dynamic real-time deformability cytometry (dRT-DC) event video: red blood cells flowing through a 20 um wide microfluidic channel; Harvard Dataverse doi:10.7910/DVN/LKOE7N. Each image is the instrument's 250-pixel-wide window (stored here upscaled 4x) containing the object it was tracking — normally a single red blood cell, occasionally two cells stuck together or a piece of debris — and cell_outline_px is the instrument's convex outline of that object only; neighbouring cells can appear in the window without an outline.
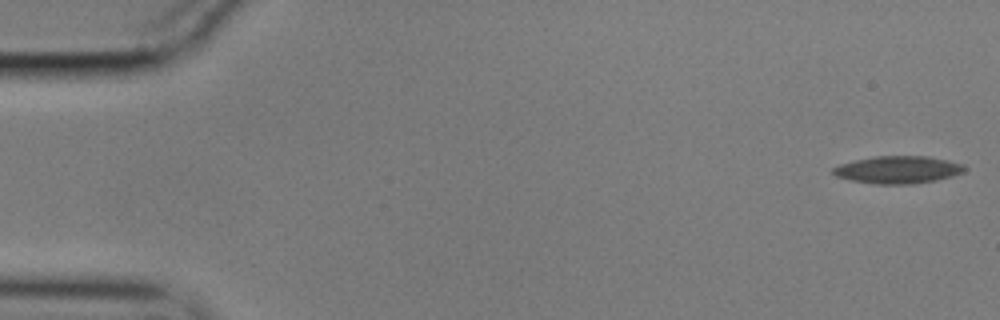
{"species": "common noctule bat (a hibernating species)", "species_latin": "Nyctalus noctula", "temperature_condition": "cold", "stored_images_in_passage": 55, "segment_of_instrument_passage": [1, 2], "camera_frame_rate_fps": 3000, "um_per_image_px": 0.085, "animal": {"sex": "male", "body_mass_g": 17.9}, "frame": {"image": 1, "passage_image": 1, "time_ms": 0.0, "image_size_px": [1000, 320], "cell_outline_px": [[964, 172], [952, 176], [936, 180], [912, 184], [876, 184], [852, 180], [836, 176], [832, 172], [832, 168], [840, 164], [872, 156], [928, 156], [948, 160], [960, 164], [964, 168]], "centroid_in_image_um": [76.3, 14.42], "position_along_channel_um": 8.7, "area_um2": 20.87}}
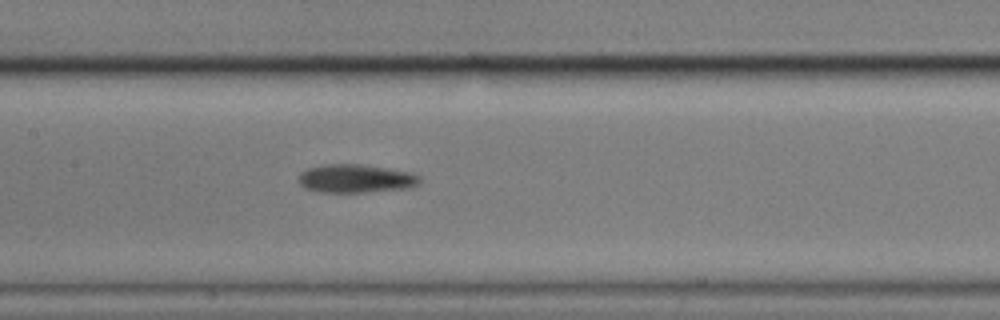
{"frame": {"image": 2, "passage_image": 27, "time_ms": 8.667, "image_size_px": [1000, 320], "cell_outline_px": [[420, 184], [412, 188], [364, 192], [320, 192], [304, 188], [296, 180], [296, 176], [300, 172], [308, 168], [324, 164], [360, 164], [412, 172], [420, 176]], "centroid_in_image_um": [30.22, 15.18], "position_along_channel_um": 177.2, "area_um2": 20.4}}
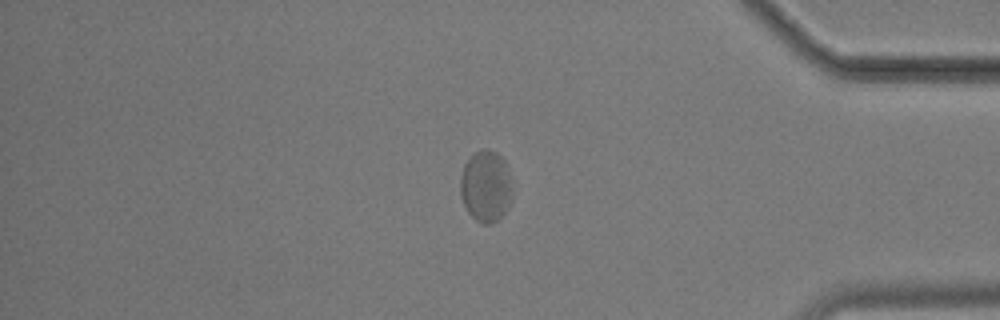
{"frame": {"image": 3, "passage_image": 48, "time_ms": 15.667, "image_size_px": [1000, 320], "cell_outline_px": [[512, 200], [504, 212], [492, 224], [484, 224], [476, 220], [468, 212], [464, 204], [460, 192], [460, 176], [464, 164], [476, 152], [484, 148], [496, 152], [504, 160], [508, 168], [512, 188]], "centroid_in_image_um": [41.3, 15.83], "position_along_channel_um": 393.9, "area_um2": 21.62}}